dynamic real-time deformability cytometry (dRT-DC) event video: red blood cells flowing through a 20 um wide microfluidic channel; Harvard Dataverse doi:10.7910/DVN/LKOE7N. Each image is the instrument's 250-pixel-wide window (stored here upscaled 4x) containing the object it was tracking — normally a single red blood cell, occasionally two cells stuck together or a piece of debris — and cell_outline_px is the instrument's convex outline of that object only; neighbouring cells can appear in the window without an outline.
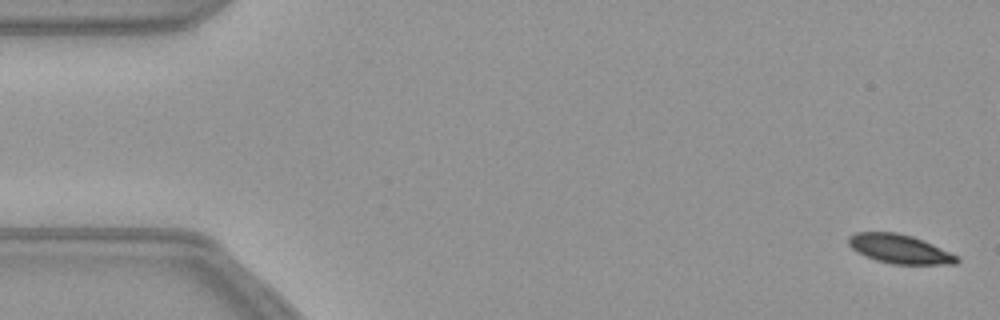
{"species": "common noctule bat (a hibernating species)", "species_latin": "Nyctalus noctula", "temperature_condition": "warm", "stored_images_in_passage": 56, "camera_frame_rate_fps": 3000, "um_per_image_px": 0.085, "animal": {"sex": "female", "body_mass_g": 21.9}, "frame": {"image": 1, "passage_image": 1, "time_ms": 0.0, "image_size_px": [1000, 320], "cell_outline_px": [[960, 260], [956, 264], [892, 264], [876, 260], [856, 252], [848, 244], [848, 236], [856, 232], [896, 232], [912, 236], [932, 244], [960, 256]], "centroid_in_image_um": [76.47, 21.16], "position_along_channel_um": 8.5, "area_um2": 18.38}}
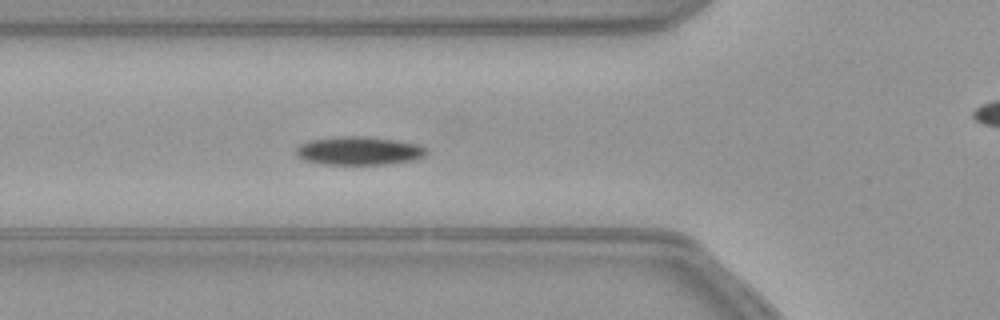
{"frame": {"image": 2, "passage_image": 19, "time_ms": 6.0, "image_size_px": [1000, 320], "cell_outline_px": [[428, 152], [424, 156], [412, 160], [392, 164], [324, 164], [304, 160], [296, 156], [296, 148], [300, 144], [308, 140], [340, 136], [364, 136], [420, 144], [428, 148]], "centroid_in_image_um": [30.52, 12.81], "position_along_channel_um": 95.3, "area_um2": 21.68}}
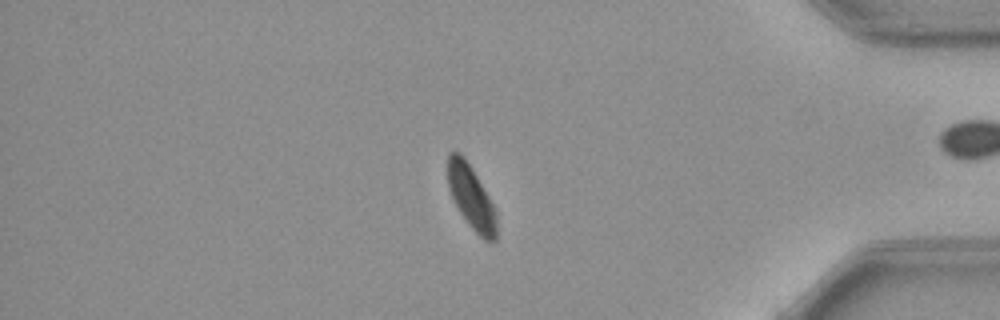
{"frame": {"image": 3, "passage_image": 46, "time_ms": 15.0, "image_size_px": [1000, 320], "cell_outline_px": [[496, 240], [484, 240], [468, 224], [460, 212], [448, 188], [448, 152], [460, 152], [464, 156], [472, 168], [488, 196], [496, 212]], "centroid_in_image_um": [40.04, 16.74], "position_along_channel_um": 395.2, "area_um2": 17.74}}